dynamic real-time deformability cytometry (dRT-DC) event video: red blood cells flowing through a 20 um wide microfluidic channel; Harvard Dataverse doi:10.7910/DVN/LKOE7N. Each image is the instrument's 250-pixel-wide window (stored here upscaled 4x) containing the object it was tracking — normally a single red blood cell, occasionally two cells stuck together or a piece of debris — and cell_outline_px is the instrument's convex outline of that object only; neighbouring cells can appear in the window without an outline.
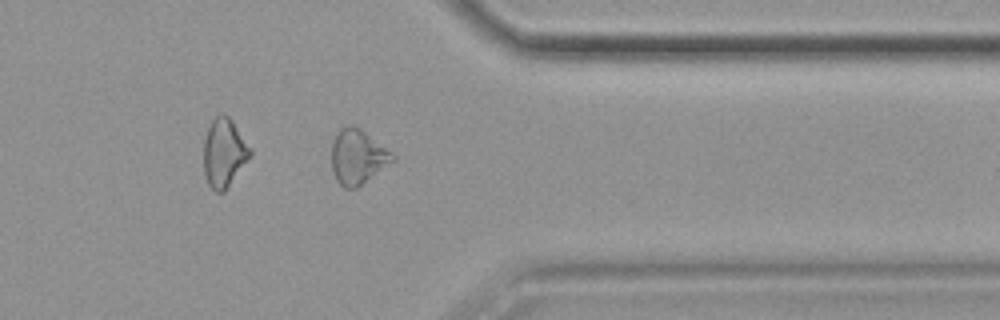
{"species": "common noctule bat (a hibernating species)", "species_latin": "Nyctalus noctula", "temperature_condition": "cold", "stored_images_in_passage": 30, "camera_frame_rate_fps": 3000, "um_per_image_px": 0.085, "animal": {"sex": "female", "body_mass_g": 19.9}, "frame": {"image": 1, "passage_image": 26, "time_ms": 8.333, "image_size_px": [1000, 320], "cell_outline_px": [[396, 160], [356, 188], [344, 188], [336, 180], [332, 172], [332, 144], [340, 128], [348, 124], [360, 128], [392, 152], [396, 156]], "centroid_in_image_um": [30.41, 13.33], "position_along_channel_um": 381.0, "area_um2": 19.42}}